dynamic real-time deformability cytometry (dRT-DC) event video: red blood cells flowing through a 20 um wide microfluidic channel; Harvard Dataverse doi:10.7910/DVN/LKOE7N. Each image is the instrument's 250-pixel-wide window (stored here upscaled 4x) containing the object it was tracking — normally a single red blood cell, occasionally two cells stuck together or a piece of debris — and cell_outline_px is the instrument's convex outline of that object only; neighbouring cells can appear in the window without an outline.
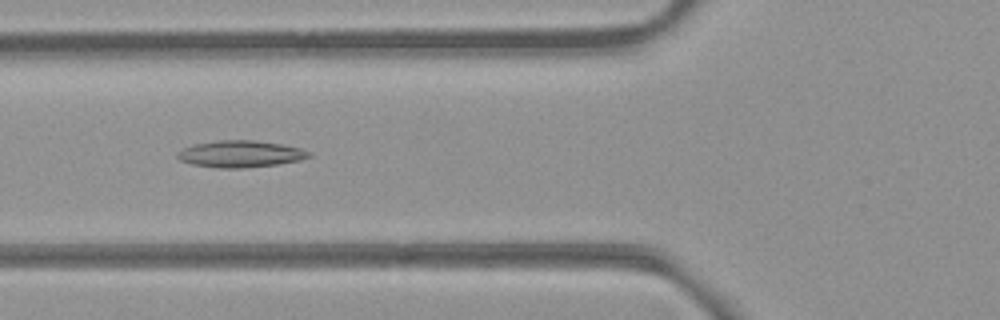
{"species": "common noctule bat (a hibernating species)", "species_latin": "Nyctalus noctula", "temperature_condition": "room temperature", "stored_images_in_passage": 54, "camera_frame_rate_fps": 3000, "um_per_image_px": 0.085, "animal": {"sex": "female", "body_mass_g": 21.9}, "frame": {"image": 1, "passage_image": 20, "time_ms": 6.333, "image_size_px": [1000, 320], "cell_outline_px": [[312, 156], [300, 160], [276, 164], [244, 168], [220, 168], [192, 164], [180, 160], [176, 156], [184, 148], [196, 144], [220, 140], [252, 140], [280, 144], [300, 148], [312, 152]], "centroid_in_image_um": [20.48, 13.09], "position_along_channel_um": 105.3, "area_um2": 20.23}}
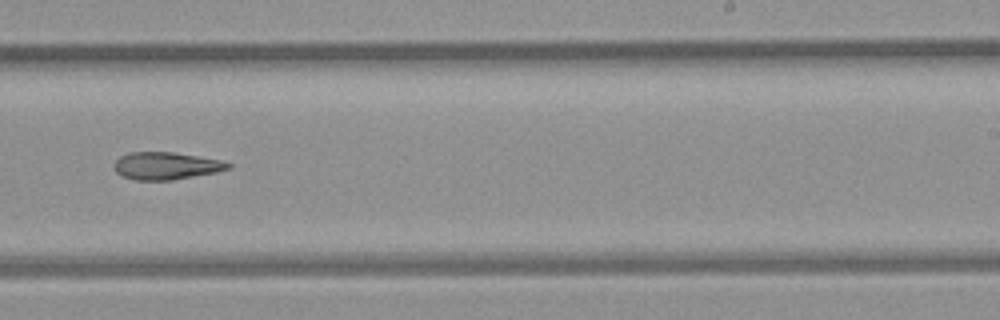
{"frame": {"image": 2, "passage_image": 33, "time_ms": 10.667, "image_size_px": [1000, 320], "cell_outline_px": [[232, 168], [216, 172], [172, 180], [136, 180], [120, 176], [116, 172], [112, 164], [120, 156], [128, 152], [172, 152], [220, 160], [232, 164]], "centroid_in_image_um": [14.07, 14.1], "position_along_channel_um": 274.9, "area_um2": 18.26}}
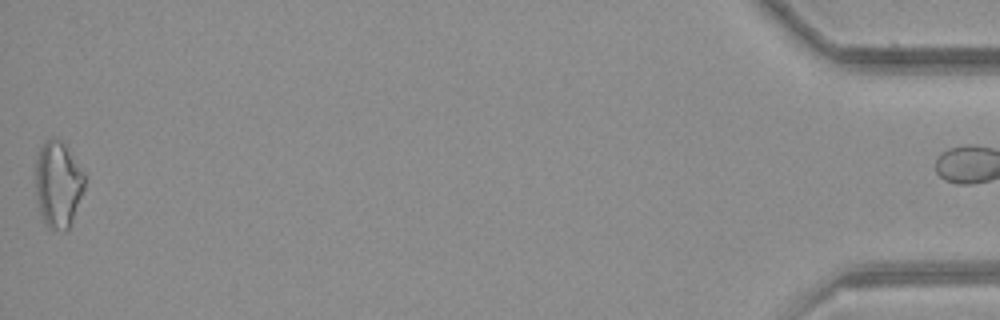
{"frame": {"image": 3, "passage_image": 53, "time_ms": 17.333, "image_size_px": [1000, 320], "cell_outline_px": [[84, 188], [68, 228], [48, 228], [40, 212], [36, 196], [36, 160], [40, 148], [44, 140], [52, 136], [60, 140], [64, 144], [84, 172]], "centroid_in_image_um": [4.91, 15.59], "position_along_channel_um": 430.3, "area_um2": 24.1}}